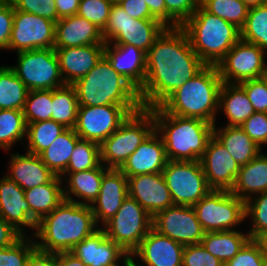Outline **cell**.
I'll list each match as a JSON object with an SVG mask.
<instances>
[{
    "mask_svg": "<svg viewBox=\"0 0 267 266\" xmlns=\"http://www.w3.org/2000/svg\"><path fill=\"white\" fill-rule=\"evenodd\" d=\"M206 64L181 27H166L146 53V76L138 91L142 108L160 106Z\"/></svg>",
    "mask_w": 267,
    "mask_h": 266,
    "instance_id": "obj_1",
    "label": "cell"
},
{
    "mask_svg": "<svg viewBox=\"0 0 267 266\" xmlns=\"http://www.w3.org/2000/svg\"><path fill=\"white\" fill-rule=\"evenodd\" d=\"M98 229L91 206L64 199L36 224L32 237L39 250L69 252Z\"/></svg>",
    "mask_w": 267,
    "mask_h": 266,
    "instance_id": "obj_2",
    "label": "cell"
},
{
    "mask_svg": "<svg viewBox=\"0 0 267 266\" xmlns=\"http://www.w3.org/2000/svg\"><path fill=\"white\" fill-rule=\"evenodd\" d=\"M154 115L155 130L161 136L168 160L200 161L214 124L199 118L166 113L160 106L149 108Z\"/></svg>",
    "mask_w": 267,
    "mask_h": 266,
    "instance_id": "obj_3",
    "label": "cell"
},
{
    "mask_svg": "<svg viewBox=\"0 0 267 266\" xmlns=\"http://www.w3.org/2000/svg\"><path fill=\"white\" fill-rule=\"evenodd\" d=\"M222 79L216 65H206L175 90L160 107L169 114L217 124Z\"/></svg>",
    "mask_w": 267,
    "mask_h": 266,
    "instance_id": "obj_4",
    "label": "cell"
},
{
    "mask_svg": "<svg viewBox=\"0 0 267 266\" xmlns=\"http://www.w3.org/2000/svg\"><path fill=\"white\" fill-rule=\"evenodd\" d=\"M72 86L79 106H142L138 90L112 68L104 55L90 72Z\"/></svg>",
    "mask_w": 267,
    "mask_h": 266,
    "instance_id": "obj_5",
    "label": "cell"
},
{
    "mask_svg": "<svg viewBox=\"0 0 267 266\" xmlns=\"http://www.w3.org/2000/svg\"><path fill=\"white\" fill-rule=\"evenodd\" d=\"M191 47L206 65H217L240 40V29L206 11L201 5L180 26Z\"/></svg>",
    "mask_w": 267,
    "mask_h": 266,
    "instance_id": "obj_6",
    "label": "cell"
},
{
    "mask_svg": "<svg viewBox=\"0 0 267 266\" xmlns=\"http://www.w3.org/2000/svg\"><path fill=\"white\" fill-rule=\"evenodd\" d=\"M155 129L149 109L130 114L119 128L100 144V161L108 169H120L128 157Z\"/></svg>",
    "mask_w": 267,
    "mask_h": 266,
    "instance_id": "obj_7",
    "label": "cell"
},
{
    "mask_svg": "<svg viewBox=\"0 0 267 266\" xmlns=\"http://www.w3.org/2000/svg\"><path fill=\"white\" fill-rule=\"evenodd\" d=\"M165 28L157 19H136L130 17L119 5H112L102 36L105 42L131 44L147 53Z\"/></svg>",
    "mask_w": 267,
    "mask_h": 266,
    "instance_id": "obj_8",
    "label": "cell"
},
{
    "mask_svg": "<svg viewBox=\"0 0 267 266\" xmlns=\"http://www.w3.org/2000/svg\"><path fill=\"white\" fill-rule=\"evenodd\" d=\"M193 208L205 232L237 230L246 221L245 201L226 190L209 191Z\"/></svg>",
    "mask_w": 267,
    "mask_h": 266,
    "instance_id": "obj_9",
    "label": "cell"
},
{
    "mask_svg": "<svg viewBox=\"0 0 267 266\" xmlns=\"http://www.w3.org/2000/svg\"><path fill=\"white\" fill-rule=\"evenodd\" d=\"M153 217L134 199L127 197L116 214L101 229L131 255L152 229Z\"/></svg>",
    "mask_w": 267,
    "mask_h": 266,
    "instance_id": "obj_10",
    "label": "cell"
},
{
    "mask_svg": "<svg viewBox=\"0 0 267 266\" xmlns=\"http://www.w3.org/2000/svg\"><path fill=\"white\" fill-rule=\"evenodd\" d=\"M10 65L28 90H53L65 84L54 48L17 52Z\"/></svg>",
    "mask_w": 267,
    "mask_h": 266,
    "instance_id": "obj_11",
    "label": "cell"
},
{
    "mask_svg": "<svg viewBox=\"0 0 267 266\" xmlns=\"http://www.w3.org/2000/svg\"><path fill=\"white\" fill-rule=\"evenodd\" d=\"M162 174L174 205L193 207L211 191L200 161L168 160Z\"/></svg>",
    "mask_w": 267,
    "mask_h": 266,
    "instance_id": "obj_12",
    "label": "cell"
},
{
    "mask_svg": "<svg viewBox=\"0 0 267 266\" xmlns=\"http://www.w3.org/2000/svg\"><path fill=\"white\" fill-rule=\"evenodd\" d=\"M142 106H79L75 132L80 139L101 144L119 126Z\"/></svg>",
    "mask_w": 267,
    "mask_h": 266,
    "instance_id": "obj_13",
    "label": "cell"
},
{
    "mask_svg": "<svg viewBox=\"0 0 267 266\" xmlns=\"http://www.w3.org/2000/svg\"><path fill=\"white\" fill-rule=\"evenodd\" d=\"M266 58L267 52L258 45L240 39L216 67L222 82L239 84L266 76Z\"/></svg>",
    "mask_w": 267,
    "mask_h": 266,
    "instance_id": "obj_14",
    "label": "cell"
},
{
    "mask_svg": "<svg viewBox=\"0 0 267 266\" xmlns=\"http://www.w3.org/2000/svg\"><path fill=\"white\" fill-rule=\"evenodd\" d=\"M55 24L48 18L14 9L8 50L17 53L54 48Z\"/></svg>",
    "mask_w": 267,
    "mask_h": 266,
    "instance_id": "obj_15",
    "label": "cell"
},
{
    "mask_svg": "<svg viewBox=\"0 0 267 266\" xmlns=\"http://www.w3.org/2000/svg\"><path fill=\"white\" fill-rule=\"evenodd\" d=\"M152 228L184 246L201 244L205 234L192 206L173 205L158 212Z\"/></svg>",
    "mask_w": 267,
    "mask_h": 266,
    "instance_id": "obj_16",
    "label": "cell"
},
{
    "mask_svg": "<svg viewBox=\"0 0 267 266\" xmlns=\"http://www.w3.org/2000/svg\"><path fill=\"white\" fill-rule=\"evenodd\" d=\"M184 248L152 228L130 255V262L135 266H182Z\"/></svg>",
    "mask_w": 267,
    "mask_h": 266,
    "instance_id": "obj_17",
    "label": "cell"
},
{
    "mask_svg": "<svg viewBox=\"0 0 267 266\" xmlns=\"http://www.w3.org/2000/svg\"><path fill=\"white\" fill-rule=\"evenodd\" d=\"M200 163L211 190L232 189L240 166L214 135L208 141Z\"/></svg>",
    "mask_w": 267,
    "mask_h": 266,
    "instance_id": "obj_18",
    "label": "cell"
},
{
    "mask_svg": "<svg viewBox=\"0 0 267 266\" xmlns=\"http://www.w3.org/2000/svg\"><path fill=\"white\" fill-rule=\"evenodd\" d=\"M86 266H126L130 255L99 228L70 251Z\"/></svg>",
    "mask_w": 267,
    "mask_h": 266,
    "instance_id": "obj_19",
    "label": "cell"
},
{
    "mask_svg": "<svg viewBox=\"0 0 267 266\" xmlns=\"http://www.w3.org/2000/svg\"><path fill=\"white\" fill-rule=\"evenodd\" d=\"M128 192L152 217L174 205L162 172L128 177Z\"/></svg>",
    "mask_w": 267,
    "mask_h": 266,
    "instance_id": "obj_20",
    "label": "cell"
},
{
    "mask_svg": "<svg viewBox=\"0 0 267 266\" xmlns=\"http://www.w3.org/2000/svg\"><path fill=\"white\" fill-rule=\"evenodd\" d=\"M128 196V178L119 169H109L103 175L100 192L91 205L99 228L116 214Z\"/></svg>",
    "mask_w": 267,
    "mask_h": 266,
    "instance_id": "obj_21",
    "label": "cell"
},
{
    "mask_svg": "<svg viewBox=\"0 0 267 266\" xmlns=\"http://www.w3.org/2000/svg\"><path fill=\"white\" fill-rule=\"evenodd\" d=\"M1 177L0 216L23 236L33 235L36 224L30 219V207L25 200L24 190L5 174ZM26 228L33 231L27 234Z\"/></svg>",
    "mask_w": 267,
    "mask_h": 266,
    "instance_id": "obj_22",
    "label": "cell"
},
{
    "mask_svg": "<svg viewBox=\"0 0 267 266\" xmlns=\"http://www.w3.org/2000/svg\"><path fill=\"white\" fill-rule=\"evenodd\" d=\"M168 162L164 142L154 129L119 169L127 178L161 173Z\"/></svg>",
    "mask_w": 267,
    "mask_h": 266,
    "instance_id": "obj_23",
    "label": "cell"
},
{
    "mask_svg": "<svg viewBox=\"0 0 267 266\" xmlns=\"http://www.w3.org/2000/svg\"><path fill=\"white\" fill-rule=\"evenodd\" d=\"M105 45L102 30L78 14L57 20L54 49Z\"/></svg>",
    "mask_w": 267,
    "mask_h": 266,
    "instance_id": "obj_24",
    "label": "cell"
},
{
    "mask_svg": "<svg viewBox=\"0 0 267 266\" xmlns=\"http://www.w3.org/2000/svg\"><path fill=\"white\" fill-rule=\"evenodd\" d=\"M104 56L112 68L129 81L138 91L146 76V53L131 45L105 42Z\"/></svg>",
    "mask_w": 267,
    "mask_h": 266,
    "instance_id": "obj_25",
    "label": "cell"
},
{
    "mask_svg": "<svg viewBox=\"0 0 267 266\" xmlns=\"http://www.w3.org/2000/svg\"><path fill=\"white\" fill-rule=\"evenodd\" d=\"M105 45L55 49L65 84L72 85L90 72L104 55Z\"/></svg>",
    "mask_w": 267,
    "mask_h": 266,
    "instance_id": "obj_26",
    "label": "cell"
},
{
    "mask_svg": "<svg viewBox=\"0 0 267 266\" xmlns=\"http://www.w3.org/2000/svg\"><path fill=\"white\" fill-rule=\"evenodd\" d=\"M11 152V153H10ZM9 151V163L6 176L27 190L49 183L55 174L42 162L39 155L25 151L24 154Z\"/></svg>",
    "mask_w": 267,
    "mask_h": 266,
    "instance_id": "obj_27",
    "label": "cell"
},
{
    "mask_svg": "<svg viewBox=\"0 0 267 266\" xmlns=\"http://www.w3.org/2000/svg\"><path fill=\"white\" fill-rule=\"evenodd\" d=\"M109 169L102 163L97 167L76 173H63L64 199L91 206L100 192L103 175Z\"/></svg>",
    "mask_w": 267,
    "mask_h": 266,
    "instance_id": "obj_28",
    "label": "cell"
},
{
    "mask_svg": "<svg viewBox=\"0 0 267 266\" xmlns=\"http://www.w3.org/2000/svg\"><path fill=\"white\" fill-rule=\"evenodd\" d=\"M230 192L244 201L267 192V154L261 151L246 165L240 166Z\"/></svg>",
    "mask_w": 267,
    "mask_h": 266,
    "instance_id": "obj_29",
    "label": "cell"
},
{
    "mask_svg": "<svg viewBox=\"0 0 267 266\" xmlns=\"http://www.w3.org/2000/svg\"><path fill=\"white\" fill-rule=\"evenodd\" d=\"M24 194L30 219L37 224L64 200L63 180L55 176L49 183L24 190Z\"/></svg>",
    "mask_w": 267,
    "mask_h": 266,
    "instance_id": "obj_30",
    "label": "cell"
},
{
    "mask_svg": "<svg viewBox=\"0 0 267 266\" xmlns=\"http://www.w3.org/2000/svg\"><path fill=\"white\" fill-rule=\"evenodd\" d=\"M213 135L239 166L246 165L262 151L240 126H226L224 124L217 127L214 124Z\"/></svg>",
    "mask_w": 267,
    "mask_h": 266,
    "instance_id": "obj_31",
    "label": "cell"
},
{
    "mask_svg": "<svg viewBox=\"0 0 267 266\" xmlns=\"http://www.w3.org/2000/svg\"><path fill=\"white\" fill-rule=\"evenodd\" d=\"M223 114L226 126H241L255 110L245 93V90L239 84H230L222 82L219 93L218 114Z\"/></svg>",
    "mask_w": 267,
    "mask_h": 266,
    "instance_id": "obj_32",
    "label": "cell"
},
{
    "mask_svg": "<svg viewBox=\"0 0 267 266\" xmlns=\"http://www.w3.org/2000/svg\"><path fill=\"white\" fill-rule=\"evenodd\" d=\"M241 229L242 228H238V230L205 232L201 244L209 253L225 264L231 260L250 239L249 233Z\"/></svg>",
    "mask_w": 267,
    "mask_h": 266,
    "instance_id": "obj_33",
    "label": "cell"
},
{
    "mask_svg": "<svg viewBox=\"0 0 267 266\" xmlns=\"http://www.w3.org/2000/svg\"><path fill=\"white\" fill-rule=\"evenodd\" d=\"M80 139L74 129L66 128L53 143L39 154L42 162L55 174L61 176L67 169L70 157Z\"/></svg>",
    "mask_w": 267,
    "mask_h": 266,
    "instance_id": "obj_34",
    "label": "cell"
},
{
    "mask_svg": "<svg viewBox=\"0 0 267 266\" xmlns=\"http://www.w3.org/2000/svg\"><path fill=\"white\" fill-rule=\"evenodd\" d=\"M28 91L9 65H0V109L23 110Z\"/></svg>",
    "mask_w": 267,
    "mask_h": 266,
    "instance_id": "obj_35",
    "label": "cell"
},
{
    "mask_svg": "<svg viewBox=\"0 0 267 266\" xmlns=\"http://www.w3.org/2000/svg\"><path fill=\"white\" fill-rule=\"evenodd\" d=\"M79 103L72 85L66 84L52 90L51 119L65 128H75Z\"/></svg>",
    "mask_w": 267,
    "mask_h": 266,
    "instance_id": "obj_36",
    "label": "cell"
},
{
    "mask_svg": "<svg viewBox=\"0 0 267 266\" xmlns=\"http://www.w3.org/2000/svg\"><path fill=\"white\" fill-rule=\"evenodd\" d=\"M26 129L23 110L0 109V149L12 151L19 141L24 145Z\"/></svg>",
    "mask_w": 267,
    "mask_h": 266,
    "instance_id": "obj_37",
    "label": "cell"
},
{
    "mask_svg": "<svg viewBox=\"0 0 267 266\" xmlns=\"http://www.w3.org/2000/svg\"><path fill=\"white\" fill-rule=\"evenodd\" d=\"M65 129L66 128L62 124L52 119L27 124V138H25V141L27 139V143L23 145L25 151L39 155L48 148Z\"/></svg>",
    "mask_w": 267,
    "mask_h": 266,
    "instance_id": "obj_38",
    "label": "cell"
},
{
    "mask_svg": "<svg viewBox=\"0 0 267 266\" xmlns=\"http://www.w3.org/2000/svg\"><path fill=\"white\" fill-rule=\"evenodd\" d=\"M240 39L258 45L267 52V3L250 7Z\"/></svg>",
    "mask_w": 267,
    "mask_h": 266,
    "instance_id": "obj_39",
    "label": "cell"
},
{
    "mask_svg": "<svg viewBox=\"0 0 267 266\" xmlns=\"http://www.w3.org/2000/svg\"><path fill=\"white\" fill-rule=\"evenodd\" d=\"M200 5L239 29L244 26L249 12V7L242 0H200Z\"/></svg>",
    "mask_w": 267,
    "mask_h": 266,
    "instance_id": "obj_40",
    "label": "cell"
},
{
    "mask_svg": "<svg viewBox=\"0 0 267 266\" xmlns=\"http://www.w3.org/2000/svg\"><path fill=\"white\" fill-rule=\"evenodd\" d=\"M100 161V144L79 139L64 173H76L97 168Z\"/></svg>",
    "mask_w": 267,
    "mask_h": 266,
    "instance_id": "obj_41",
    "label": "cell"
},
{
    "mask_svg": "<svg viewBox=\"0 0 267 266\" xmlns=\"http://www.w3.org/2000/svg\"><path fill=\"white\" fill-rule=\"evenodd\" d=\"M248 219L252 223L246 230L250 239L259 240L267 233V192L256 194L245 201V220Z\"/></svg>",
    "mask_w": 267,
    "mask_h": 266,
    "instance_id": "obj_42",
    "label": "cell"
},
{
    "mask_svg": "<svg viewBox=\"0 0 267 266\" xmlns=\"http://www.w3.org/2000/svg\"><path fill=\"white\" fill-rule=\"evenodd\" d=\"M26 124L50 120L52 90H29L23 109Z\"/></svg>",
    "mask_w": 267,
    "mask_h": 266,
    "instance_id": "obj_43",
    "label": "cell"
},
{
    "mask_svg": "<svg viewBox=\"0 0 267 266\" xmlns=\"http://www.w3.org/2000/svg\"><path fill=\"white\" fill-rule=\"evenodd\" d=\"M35 249L32 235L22 236L12 246L0 248V266H27L29 256Z\"/></svg>",
    "mask_w": 267,
    "mask_h": 266,
    "instance_id": "obj_44",
    "label": "cell"
},
{
    "mask_svg": "<svg viewBox=\"0 0 267 266\" xmlns=\"http://www.w3.org/2000/svg\"><path fill=\"white\" fill-rule=\"evenodd\" d=\"M224 266H267V256L261 241L249 239Z\"/></svg>",
    "mask_w": 267,
    "mask_h": 266,
    "instance_id": "obj_45",
    "label": "cell"
},
{
    "mask_svg": "<svg viewBox=\"0 0 267 266\" xmlns=\"http://www.w3.org/2000/svg\"><path fill=\"white\" fill-rule=\"evenodd\" d=\"M112 4L108 0H80L78 15L104 29Z\"/></svg>",
    "mask_w": 267,
    "mask_h": 266,
    "instance_id": "obj_46",
    "label": "cell"
},
{
    "mask_svg": "<svg viewBox=\"0 0 267 266\" xmlns=\"http://www.w3.org/2000/svg\"><path fill=\"white\" fill-rule=\"evenodd\" d=\"M255 112L267 113V76L239 83Z\"/></svg>",
    "mask_w": 267,
    "mask_h": 266,
    "instance_id": "obj_47",
    "label": "cell"
},
{
    "mask_svg": "<svg viewBox=\"0 0 267 266\" xmlns=\"http://www.w3.org/2000/svg\"><path fill=\"white\" fill-rule=\"evenodd\" d=\"M182 266H224V263L209 253L202 244L185 245Z\"/></svg>",
    "mask_w": 267,
    "mask_h": 266,
    "instance_id": "obj_48",
    "label": "cell"
},
{
    "mask_svg": "<svg viewBox=\"0 0 267 266\" xmlns=\"http://www.w3.org/2000/svg\"><path fill=\"white\" fill-rule=\"evenodd\" d=\"M14 9L57 22L55 0H10Z\"/></svg>",
    "mask_w": 267,
    "mask_h": 266,
    "instance_id": "obj_49",
    "label": "cell"
},
{
    "mask_svg": "<svg viewBox=\"0 0 267 266\" xmlns=\"http://www.w3.org/2000/svg\"><path fill=\"white\" fill-rule=\"evenodd\" d=\"M240 127L261 149L267 146V113H253Z\"/></svg>",
    "mask_w": 267,
    "mask_h": 266,
    "instance_id": "obj_50",
    "label": "cell"
},
{
    "mask_svg": "<svg viewBox=\"0 0 267 266\" xmlns=\"http://www.w3.org/2000/svg\"><path fill=\"white\" fill-rule=\"evenodd\" d=\"M14 19V6L10 0L0 2V50L8 51Z\"/></svg>",
    "mask_w": 267,
    "mask_h": 266,
    "instance_id": "obj_51",
    "label": "cell"
},
{
    "mask_svg": "<svg viewBox=\"0 0 267 266\" xmlns=\"http://www.w3.org/2000/svg\"><path fill=\"white\" fill-rule=\"evenodd\" d=\"M166 11L182 25L200 5V0H164Z\"/></svg>",
    "mask_w": 267,
    "mask_h": 266,
    "instance_id": "obj_52",
    "label": "cell"
},
{
    "mask_svg": "<svg viewBox=\"0 0 267 266\" xmlns=\"http://www.w3.org/2000/svg\"><path fill=\"white\" fill-rule=\"evenodd\" d=\"M150 14L166 27H180L181 25L166 11L164 0H144Z\"/></svg>",
    "mask_w": 267,
    "mask_h": 266,
    "instance_id": "obj_53",
    "label": "cell"
},
{
    "mask_svg": "<svg viewBox=\"0 0 267 266\" xmlns=\"http://www.w3.org/2000/svg\"><path fill=\"white\" fill-rule=\"evenodd\" d=\"M119 6L125 12L136 19H155L151 14L148 5L144 0H123Z\"/></svg>",
    "mask_w": 267,
    "mask_h": 266,
    "instance_id": "obj_54",
    "label": "cell"
},
{
    "mask_svg": "<svg viewBox=\"0 0 267 266\" xmlns=\"http://www.w3.org/2000/svg\"><path fill=\"white\" fill-rule=\"evenodd\" d=\"M23 235L0 216V248L12 246Z\"/></svg>",
    "mask_w": 267,
    "mask_h": 266,
    "instance_id": "obj_55",
    "label": "cell"
},
{
    "mask_svg": "<svg viewBox=\"0 0 267 266\" xmlns=\"http://www.w3.org/2000/svg\"><path fill=\"white\" fill-rule=\"evenodd\" d=\"M27 266H57L56 253L45 252L36 248L30 254Z\"/></svg>",
    "mask_w": 267,
    "mask_h": 266,
    "instance_id": "obj_56",
    "label": "cell"
},
{
    "mask_svg": "<svg viewBox=\"0 0 267 266\" xmlns=\"http://www.w3.org/2000/svg\"><path fill=\"white\" fill-rule=\"evenodd\" d=\"M57 20L78 13L80 0H55Z\"/></svg>",
    "mask_w": 267,
    "mask_h": 266,
    "instance_id": "obj_57",
    "label": "cell"
},
{
    "mask_svg": "<svg viewBox=\"0 0 267 266\" xmlns=\"http://www.w3.org/2000/svg\"><path fill=\"white\" fill-rule=\"evenodd\" d=\"M57 266H86L77 256L69 252L56 253Z\"/></svg>",
    "mask_w": 267,
    "mask_h": 266,
    "instance_id": "obj_58",
    "label": "cell"
},
{
    "mask_svg": "<svg viewBox=\"0 0 267 266\" xmlns=\"http://www.w3.org/2000/svg\"><path fill=\"white\" fill-rule=\"evenodd\" d=\"M249 8L267 3V0H242Z\"/></svg>",
    "mask_w": 267,
    "mask_h": 266,
    "instance_id": "obj_59",
    "label": "cell"
},
{
    "mask_svg": "<svg viewBox=\"0 0 267 266\" xmlns=\"http://www.w3.org/2000/svg\"><path fill=\"white\" fill-rule=\"evenodd\" d=\"M263 245L264 252L267 256V233L259 239Z\"/></svg>",
    "mask_w": 267,
    "mask_h": 266,
    "instance_id": "obj_60",
    "label": "cell"
},
{
    "mask_svg": "<svg viewBox=\"0 0 267 266\" xmlns=\"http://www.w3.org/2000/svg\"><path fill=\"white\" fill-rule=\"evenodd\" d=\"M112 5H119L123 0H108Z\"/></svg>",
    "mask_w": 267,
    "mask_h": 266,
    "instance_id": "obj_61",
    "label": "cell"
},
{
    "mask_svg": "<svg viewBox=\"0 0 267 266\" xmlns=\"http://www.w3.org/2000/svg\"><path fill=\"white\" fill-rule=\"evenodd\" d=\"M126 266H135L133 263L129 262Z\"/></svg>",
    "mask_w": 267,
    "mask_h": 266,
    "instance_id": "obj_62",
    "label": "cell"
}]
</instances>
